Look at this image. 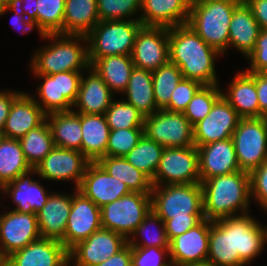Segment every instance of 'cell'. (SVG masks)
Listing matches in <instances>:
<instances>
[{"mask_svg": "<svg viewBox=\"0 0 267 266\" xmlns=\"http://www.w3.org/2000/svg\"><path fill=\"white\" fill-rule=\"evenodd\" d=\"M222 57L187 23L169 28V62L179 67L184 79L221 84L216 63Z\"/></svg>", "mask_w": 267, "mask_h": 266, "instance_id": "6da1fadb", "label": "cell"}, {"mask_svg": "<svg viewBox=\"0 0 267 266\" xmlns=\"http://www.w3.org/2000/svg\"><path fill=\"white\" fill-rule=\"evenodd\" d=\"M204 219L216 221L251 212L249 172L240 170L201 182Z\"/></svg>", "mask_w": 267, "mask_h": 266, "instance_id": "7a4b0ae2", "label": "cell"}, {"mask_svg": "<svg viewBox=\"0 0 267 266\" xmlns=\"http://www.w3.org/2000/svg\"><path fill=\"white\" fill-rule=\"evenodd\" d=\"M28 62L31 74L85 71L90 67L87 37L47 34L43 44L33 50Z\"/></svg>", "mask_w": 267, "mask_h": 266, "instance_id": "3957f363", "label": "cell"}, {"mask_svg": "<svg viewBox=\"0 0 267 266\" xmlns=\"http://www.w3.org/2000/svg\"><path fill=\"white\" fill-rule=\"evenodd\" d=\"M243 0H196L191 2L188 25L220 54H228L230 22Z\"/></svg>", "mask_w": 267, "mask_h": 266, "instance_id": "277c9868", "label": "cell"}, {"mask_svg": "<svg viewBox=\"0 0 267 266\" xmlns=\"http://www.w3.org/2000/svg\"><path fill=\"white\" fill-rule=\"evenodd\" d=\"M151 210L164 222L171 218L204 217L201 183L152 185Z\"/></svg>", "mask_w": 267, "mask_h": 266, "instance_id": "5b68a950", "label": "cell"}, {"mask_svg": "<svg viewBox=\"0 0 267 266\" xmlns=\"http://www.w3.org/2000/svg\"><path fill=\"white\" fill-rule=\"evenodd\" d=\"M140 20L99 21L86 36L89 59L109 55H131Z\"/></svg>", "mask_w": 267, "mask_h": 266, "instance_id": "8992f818", "label": "cell"}, {"mask_svg": "<svg viewBox=\"0 0 267 266\" xmlns=\"http://www.w3.org/2000/svg\"><path fill=\"white\" fill-rule=\"evenodd\" d=\"M150 211V193L131 192L101 207V225L128 240Z\"/></svg>", "mask_w": 267, "mask_h": 266, "instance_id": "52a82bcc", "label": "cell"}, {"mask_svg": "<svg viewBox=\"0 0 267 266\" xmlns=\"http://www.w3.org/2000/svg\"><path fill=\"white\" fill-rule=\"evenodd\" d=\"M232 140L240 170L250 173L267 161V118H241Z\"/></svg>", "mask_w": 267, "mask_h": 266, "instance_id": "ba28073f", "label": "cell"}, {"mask_svg": "<svg viewBox=\"0 0 267 266\" xmlns=\"http://www.w3.org/2000/svg\"><path fill=\"white\" fill-rule=\"evenodd\" d=\"M144 134L165 148L195 146L193 125L183 112L159 109L146 116Z\"/></svg>", "mask_w": 267, "mask_h": 266, "instance_id": "9c48e42d", "label": "cell"}, {"mask_svg": "<svg viewBox=\"0 0 267 266\" xmlns=\"http://www.w3.org/2000/svg\"><path fill=\"white\" fill-rule=\"evenodd\" d=\"M151 182L156 186L199 183L197 147L165 148Z\"/></svg>", "mask_w": 267, "mask_h": 266, "instance_id": "30bf717a", "label": "cell"}, {"mask_svg": "<svg viewBox=\"0 0 267 266\" xmlns=\"http://www.w3.org/2000/svg\"><path fill=\"white\" fill-rule=\"evenodd\" d=\"M4 207L0 212V255L5 260L12 253L40 239L41 235L37 213H20L9 206Z\"/></svg>", "mask_w": 267, "mask_h": 266, "instance_id": "8fae6325", "label": "cell"}, {"mask_svg": "<svg viewBox=\"0 0 267 266\" xmlns=\"http://www.w3.org/2000/svg\"><path fill=\"white\" fill-rule=\"evenodd\" d=\"M90 161L82 152L54 147L36 166L39 178L52 183L69 182L78 189Z\"/></svg>", "mask_w": 267, "mask_h": 266, "instance_id": "7c38bea8", "label": "cell"}, {"mask_svg": "<svg viewBox=\"0 0 267 266\" xmlns=\"http://www.w3.org/2000/svg\"><path fill=\"white\" fill-rule=\"evenodd\" d=\"M232 257H239L247 266L252 265L266 249L264 223L254 217L252 211L231 216Z\"/></svg>", "mask_w": 267, "mask_h": 266, "instance_id": "4fadbf2b", "label": "cell"}, {"mask_svg": "<svg viewBox=\"0 0 267 266\" xmlns=\"http://www.w3.org/2000/svg\"><path fill=\"white\" fill-rule=\"evenodd\" d=\"M128 244L121 234L101 228L68 251L69 266H96Z\"/></svg>", "mask_w": 267, "mask_h": 266, "instance_id": "5bb4252c", "label": "cell"}, {"mask_svg": "<svg viewBox=\"0 0 267 266\" xmlns=\"http://www.w3.org/2000/svg\"><path fill=\"white\" fill-rule=\"evenodd\" d=\"M71 191L72 206L64 237L60 240L68 251L102 228L101 208L77 189L71 188Z\"/></svg>", "mask_w": 267, "mask_h": 266, "instance_id": "9a60e30c", "label": "cell"}, {"mask_svg": "<svg viewBox=\"0 0 267 266\" xmlns=\"http://www.w3.org/2000/svg\"><path fill=\"white\" fill-rule=\"evenodd\" d=\"M131 58L134 66L156 71L169 62V28L142 26L138 31Z\"/></svg>", "mask_w": 267, "mask_h": 266, "instance_id": "2e32d148", "label": "cell"}, {"mask_svg": "<svg viewBox=\"0 0 267 266\" xmlns=\"http://www.w3.org/2000/svg\"><path fill=\"white\" fill-rule=\"evenodd\" d=\"M241 117L221 95L208 115L193 126L195 146L232 138Z\"/></svg>", "mask_w": 267, "mask_h": 266, "instance_id": "e0dca14e", "label": "cell"}, {"mask_svg": "<svg viewBox=\"0 0 267 266\" xmlns=\"http://www.w3.org/2000/svg\"><path fill=\"white\" fill-rule=\"evenodd\" d=\"M37 179H33L36 177ZM42 180V182H41ZM43 179L39 178L37 171H30L21 174L15 180L5 184V198L10 199L13 204L10 208L20 213H37L42 209L51 194L52 190L45 188ZM49 190V191H48Z\"/></svg>", "mask_w": 267, "mask_h": 266, "instance_id": "ac0fdd59", "label": "cell"}, {"mask_svg": "<svg viewBox=\"0 0 267 266\" xmlns=\"http://www.w3.org/2000/svg\"><path fill=\"white\" fill-rule=\"evenodd\" d=\"M78 191L99 208L131 193L127 185L112 177L98 162H90Z\"/></svg>", "mask_w": 267, "mask_h": 266, "instance_id": "d6986e66", "label": "cell"}, {"mask_svg": "<svg viewBox=\"0 0 267 266\" xmlns=\"http://www.w3.org/2000/svg\"><path fill=\"white\" fill-rule=\"evenodd\" d=\"M4 266H69L68 250L59 240L40 238L8 256Z\"/></svg>", "mask_w": 267, "mask_h": 266, "instance_id": "ffe728a7", "label": "cell"}, {"mask_svg": "<svg viewBox=\"0 0 267 266\" xmlns=\"http://www.w3.org/2000/svg\"><path fill=\"white\" fill-rule=\"evenodd\" d=\"M210 221L203 219L198 225L170 241V260L178 266L207 261Z\"/></svg>", "mask_w": 267, "mask_h": 266, "instance_id": "44dd1931", "label": "cell"}, {"mask_svg": "<svg viewBox=\"0 0 267 266\" xmlns=\"http://www.w3.org/2000/svg\"><path fill=\"white\" fill-rule=\"evenodd\" d=\"M200 183L240 171L232 138L197 146Z\"/></svg>", "mask_w": 267, "mask_h": 266, "instance_id": "7402d4cb", "label": "cell"}, {"mask_svg": "<svg viewBox=\"0 0 267 266\" xmlns=\"http://www.w3.org/2000/svg\"><path fill=\"white\" fill-rule=\"evenodd\" d=\"M47 114L28 91H22L11 104L3 132L6 138L20 140L31 129L41 125Z\"/></svg>", "mask_w": 267, "mask_h": 266, "instance_id": "603a6c76", "label": "cell"}, {"mask_svg": "<svg viewBox=\"0 0 267 266\" xmlns=\"http://www.w3.org/2000/svg\"><path fill=\"white\" fill-rule=\"evenodd\" d=\"M115 97L97 72L89 67L83 71L72 110L82 114H104Z\"/></svg>", "mask_w": 267, "mask_h": 266, "instance_id": "cb8c5ba5", "label": "cell"}, {"mask_svg": "<svg viewBox=\"0 0 267 266\" xmlns=\"http://www.w3.org/2000/svg\"><path fill=\"white\" fill-rule=\"evenodd\" d=\"M190 0H141L143 26L175 27L188 23Z\"/></svg>", "mask_w": 267, "mask_h": 266, "instance_id": "d4e9b609", "label": "cell"}, {"mask_svg": "<svg viewBox=\"0 0 267 266\" xmlns=\"http://www.w3.org/2000/svg\"><path fill=\"white\" fill-rule=\"evenodd\" d=\"M68 192L52 191L45 206L37 212L41 238L60 241L64 237L72 206V192Z\"/></svg>", "mask_w": 267, "mask_h": 266, "instance_id": "484cf974", "label": "cell"}, {"mask_svg": "<svg viewBox=\"0 0 267 266\" xmlns=\"http://www.w3.org/2000/svg\"><path fill=\"white\" fill-rule=\"evenodd\" d=\"M231 78L227 87H221L222 96L241 118H259V103L254 79L243 67Z\"/></svg>", "mask_w": 267, "mask_h": 266, "instance_id": "4316f807", "label": "cell"}, {"mask_svg": "<svg viewBox=\"0 0 267 266\" xmlns=\"http://www.w3.org/2000/svg\"><path fill=\"white\" fill-rule=\"evenodd\" d=\"M229 26L228 50L234 47L237 53L247 59L254 51L260 27L244 1L234 9Z\"/></svg>", "mask_w": 267, "mask_h": 266, "instance_id": "83f0119b", "label": "cell"}, {"mask_svg": "<svg viewBox=\"0 0 267 266\" xmlns=\"http://www.w3.org/2000/svg\"><path fill=\"white\" fill-rule=\"evenodd\" d=\"M81 152L90 162H98L106 156L109 125L104 114L81 113Z\"/></svg>", "mask_w": 267, "mask_h": 266, "instance_id": "f1b7e54d", "label": "cell"}, {"mask_svg": "<svg viewBox=\"0 0 267 266\" xmlns=\"http://www.w3.org/2000/svg\"><path fill=\"white\" fill-rule=\"evenodd\" d=\"M89 62L90 67L108 85L110 91L115 96L121 97L135 67L131 55H109L99 59H89Z\"/></svg>", "mask_w": 267, "mask_h": 266, "instance_id": "f546056e", "label": "cell"}, {"mask_svg": "<svg viewBox=\"0 0 267 266\" xmlns=\"http://www.w3.org/2000/svg\"><path fill=\"white\" fill-rule=\"evenodd\" d=\"M207 261L213 266H247L232 257L231 217L210 221Z\"/></svg>", "mask_w": 267, "mask_h": 266, "instance_id": "4dcf8cb0", "label": "cell"}, {"mask_svg": "<svg viewBox=\"0 0 267 266\" xmlns=\"http://www.w3.org/2000/svg\"><path fill=\"white\" fill-rule=\"evenodd\" d=\"M99 21L97 0H66L63 28L58 34L87 36Z\"/></svg>", "mask_w": 267, "mask_h": 266, "instance_id": "1f68e13d", "label": "cell"}, {"mask_svg": "<svg viewBox=\"0 0 267 266\" xmlns=\"http://www.w3.org/2000/svg\"><path fill=\"white\" fill-rule=\"evenodd\" d=\"M55 147L81 152V113L74 110L47 114Z\"/></svg>", "mask_w": 267, "mask_h": 266, "instance_id": "d6a6232c", "label": "cell"}, {"mask_svg": "<svg viewBox=\"0 0 267 266\" xmlns=\"http://www.w3.org/2000/svg\"><path fill=\"white\" fill-rule=\"evenodd\" d=\"M121 96L123 100L139 110L144 117L159 110L154 99L151 71L134 67L129 83Z\"/></svg>", "mask_w": 267, "mask_h": 266, "instance_id": "836d02e7", "label": "cell"}, {"mask_svg": "<svg viewBox=\"0 0 267 266\" xmlns=\"http://www.w3.org/2000/svg\"><path fill=\"white\" fill-rule=\"evenodd\" d=\"M98 163L114 178L124 182L131 192L151 193V179L124 157H102Z\"/></svg>", "mask_w": 267, "mask_h": 266, "instance_id": "e575fe53", "label": "cell"}, {"mask_svg": "<svg viewBox=\"0 0 267 266\" xmlns=\"http://www.w3.org/2000/svg\"><path fill=\"white\" fill-rule=\"evenodd\" d=\"M27 163L32 169L55 147L50 126L45 120L41 125L31 129L20 140Z\"/></svg>", "mask_w": 267, "mask_h": 266, "instance_id": "d590c367", "label": "cell"}, {"mask_svg": "<svg viewBox=\"0 0 267 266\" xmlns=\"http://www.w3.org/2000/svg\"><path fill=\"white\" fill-rule=\"evenodd\" d=\"M31 169L20 141L5 137L0 145V182L7 184Z\"/></svg>", "mask_w": 267, "mask_h": 266, "instance_id": "8d00e7d4", "label": "cell"}, {"mask_svg": "<svg viewBox=\"0 0 267 266\" xmlns=\"http://www.w3.org/2000/svg\"><path fill=\"white\" fill-rule=\"evenodd\" d=\"M131 247L169 248L164 221L152 210L127 240Z\"/></svg>", "mask_w": 267, "mask_h": 266, "instance_id": "74e56055", "label": "cell"}, {"mask_svg": "<svg viewBox=\"0 0 267 266\" xmlns=\"http://www.w3.org/2000/svg\"><path fill=\"white\" fill-rule=\"evenodd\" d=\"M164 149L165 147L144 134L138 144L124 158L152 180Z\"/></svg>", "mask_w": 267, "mask_h": 266, "instance_id": "f35d334b", "label": "cell"}, {"mask_svg": "<svg viewBox=\"0 0 267 266\" xmlns=\"http://www.w3.org/2000/svg\"><path fill=\"white\" fill-rule=\"evenodd\" d=\"M182 78L179 67L171 62L152 72L153 93L158 109H164L169 104L171 94Z\"/></svg>", "mask_w": 267, "mask_h": 266, "instance_id": "ab89813d", "label": "cell"}, {"mask_svg": "<svg viewBox=\"0 0 267 266\" xmlns=\"http://www.w3.org/2000/svg\"><path fill=\"white\" fill-rule=\"evenodd\" d=\"M114 98L104 113L110 130L144 128L145 117L132 104L122 98Z\"/></svg>", "mask_w": 267, "mask_h": 266, "instance_id": "60d3db41", "label": "cell"}, {"mask_svg": "<svg viewBox=\"0 0 267 266\" xmlns=\"http://www.w3.org/2000/svg\"><path fill=\"white\" fill-rule=\"evenodd\" d=\"M221 87L223 84L203 85L192 97L183 114L193 126L208 115L216 100L222 95Z\"/></svg>", "mask_w": 267, "mask_h": 266, "instance_id": "b9f144b4", "label": "cell"}, {"mask_svg": "<svg viewBox=\"0 0 267 266\" xmlns=\"http://www.w3.org/2000/svg\"><path fill=\"white\" fill-rule=\"evenodd\" d=\"M31 75L34 76V79H38L37 82H39L35 89L36 93L35 91L33 93L29 92L35 102L46 114L59 112L58 73L52 75Z\"/></svg>", "mask_w": 267, "mask_h": 266, "instance_id": "7bdbcfd3", "label": "cell"}, {"mask_svg": "<svg viewBox=\"0 0 267 266\" xmlns=\"http://www.w3.org/2000/svg\"><path fill=\"white\" fill-rule=\"evenodd\" d=\"M100 21L140 20L141 0H97Z\"/></svg>", "mask_w": 267, "mask_h": 266, "instance_id": "ee69618b", "label": "cell"}, {"mask_svg": "<svg viewBox=\"0 0 267 266\" xmlns=\"http://www.w3.org/2000/svg\"><path fill=\"white\" fill-rule=\"evenodd\" d=\"M66 0H37V22L47 34H57L63 28Z\"/></svg>", "mask_w": 267, "mask_h": 266, "instance_id": "f6af8a7d", "label": "cell"}, {"mask_svg": "<svg viewBox=\"0 0 267 266\" xmlns=\"http://www.w3.org/2000/svg\"><path fill=\"white\" fill-rule=\"evenodd\" d=\"M144 135V128L111 130L108 138L106 156L124 157Z\"/></svg>", "mask_w": 267, "mask_h": 266, "instance_id": "bcb514c9", "label": "cell"}, {"mask_svg": "<svg viewBox=\"0 0 267 266\" xmlns=\"http://www.w3.org/2000/svg\"><path fill=\"white\" fill-rule=\"evenodd\" d=\"M83 71L58 73L59 112L72 110L76 101Z\"/></svg>", "mask_w": 267, "mask_h": 266, "instance_id": "7dc6e473", "label": "cell"}, {"mask_svg": "<svg viewBox=\"0 0 267 266\" xmlns=\"http://www.w3.org/2000/svg\"><path fill=\"white\" fill-rule=\"evenodd\" d=\"M132 266H168L171 264L169 248L131 247Z\"/></svg>", "mask_w": 267, "mask_h": 266, "instance_id": "c3c4849f", "label": "cell"}, {"mask_svg": "<svg viewBox=\"0 0 267 266\" xmlns=\"http://www.w3.org/2000/svg\"><path fill=\"white\" fill-rule=\"evenodd\" d=\"M203 86L199 81L182 78L173 90L169 104L164 108L170 112H184L192 97Z\"/></svg>", "mask_w": 267, "mask_h": 266, "instance_id": "681fc988", "label": "cell"}, {"mask_svg": "<svg viewBox=\"0 0 267 266\" xmlns=\"http://www.w3.org/2000/svg\"><path fill=\"white\" fill-rule=\"evenodd\" d=\"M251 199L263 213L267 212V161L250 173Z\"/></svg>", "mask_w": 267, "mask_h": 266, "instance_id": "f907efd6", "label": "cell"}, {"mask_svg": "<svg viewBox=\"0 0 267 266\" xmlns=\"http://www.w3.org/2000/svg\"><path fill=\"white\" fill-rule=\"evenodd\" d=\"M13 13V16H10V24L12 25V29H17L18 33L20 32L22 35L32 33L34 30H37L39 33V38L41 40H45L47 33L44 29L40 26L37 21H30L26 18V16L21 13L16 6L9 5L3 6L1 10V16H5L6 14Z\"/></svg>", "mask_w": 267, "mask_h": 266, "instance_id": "816d5d0a", "label": "cell"}, {"mask_svg": "<svg viewBox=\"0 0 267 266\" xmlns=\"http://www.w3.org/2000/svg\"><path fill=\"white\" fill-rule=\"evenodd\" d=\"M246 72L267 73V29H260L254 51L247 57Z\"/></svg>", "mask_w": 267, "mask_h": 266, "instance_id": "f5cc1de1", "label": "cell"}, {"mask_svg": "<svg viewBox=\"0 0 267 266\" xmlns=\"http://www.w3.org/2000/svg\"><path fill=\"white\" fill-rule=\"evenodd\" d=\"M204 217H188V218H171L166 220L165 230L167 233L168 240L171 241L178 235L185 233L191 228L198 225Z\"/></svg>", "mask_w": 267, "mask_h": 266, "instance_id": "db71d44e", "label": "cell"}, {"mask_svg": "<svg viewBox=\"0 0 267 266\" xmlns=\"http://www.w3.org/2000/svg\"><path fill=\"white\" fill-rule=\"evenodd\" d=\"M255 81L259 103V118H267V73L247 72Z\"/></svg>", "mask_w": 267, "mask_h": 266, "instance_id": "11a10c76", "label": "cell"}, {"mask_svg": "<svg viewBox=\"0 0 267 266\" xmlns=\"http://www.w3.org/2000/svg\"><path fill=\"white\" fill-rule=\"evenodd\" d=\"M21 90L0 89V130L3 131L6 119L9 115L11 104L14 99L21 93Z\"/></svg>", "mask_w": 267, "mask_h": 266, "instance_id": "9f6ffc18", "label": "cell"}, {"mask_svg": "<svg viewBox=\"0 0 267 266\" xmlns=\"http://www.w3.org/2000/svg\"><path fill=\"white\" fill-rule=\"evenodd\" d=\"M251 9L260 29H267V0H243Z\"/></svg>", "mask_w": 267, "mask_h": 266, "instance_id": "6f0895ef", "label": "cell"}, {"mask_svg": "<svg viewBox=\"0 0 267 266\" xmlns=\"http://www.w3.org/2000/svg\"><path fill=\"white\" fill-rule=\"evenodd\" d=\"M96 266H132L131 246L127 244L118 253L112 255L106 261L101 262Z\"/></svg>", "mask_w": 267, "mask_h": 266, "instance_id": "680465c9", "label": "cell"}, {"mask_svg": "<svg viewBox=\"0 0 267 266\" xmlns=\"http://www.w3.org/2000/svg\"><path fill=\"white\" fill-rule=\"evenodd\" d=\"M37 0H15L14 6L30 21H37Z\"/></svg>", "mask_w": 267, "mask_h": 266, "instance_id": "91938a15", "label": "cell"}, {"mask_svg": "<svg viewBox=\"0 0 267 266\" xmlns=\"http://www.w3.org/2000/svg\"><path fill=\"white\" fill-rule=\"evenodd\" d=\"M3 196H5V184L0 182V210H3V208H5L2 205L4 203H1V201L4 202V199H5V197Z\"/></svg>", "mask_w": 267, "mask_h": 266, "instance_id": "94428289", "label": "cell"}, {"mask_svg": "<svg viewBox=\"0 0 267 266\" xmlns=\"http://www.w3.org/2000/svg\"><path fill=\"white\" fill-rule=\"evenodd\" d=\"M180 266H213L210 262H202V263H186Z\"/></svg>", "mask_w": 267, "mask_h": 266, "instance_id": "6125c7cd", "label": "cell"}, {"mask_svg": "<svg viewBox=\"0 0 267 266\" xmlns=\"http://www.w3.org/2000/svg\"><path fill=\"white\" fill-rule=\"evenodd\" d=\"M15 0H0L1 6L14 5Z\"/></svg>", "mask_w": 267, "mask_h": 266, "instance_id": "be15d7a7", "label": "cell"}, {"mask_svg": "<svg viewBox=\"0 0 267 266\" xmlns=\"http://www.w3.org/2000/svg\"><path fill=\"white\" fill-rule=\"evenodd\" d=\"M5 139V134L3 131L0 130V145L2 143V141Z\"/></svg>", "mask_w": 267, "mask_h": 266, "instance_id": "e7e4bbea", "label": "cell"}, {"mask_svg": "<svg viewBox=\"0 0 267 266\" xmlns=\"http://www.w3.org/2000/svg\"><path fill=\"white\" fill-rule=\"evenodd\" d=\"M266 214L267 216V212L264 213V215ZM264 226H265V232H266V244H267V225L264 223ZM267 246V245H266Z\"/></svg>", "mask_w": 267, "mask_h": 266, "instance_id": "03108f58", "label": "cell"}, {"mask_svg": "<svg viewBox=\"0 0 267 266\" xmlns=\"http://www.w3.org/2000/svg\"><path fill=\"white\" fill-rule=\"evenodd\" d=\"M4 262H5V260L0 255V266H4Z\"/></svg>", "mask_w": 267, "mask_h": 266, "instance_id": "003e7915", "label": "cell"}, {"mask_svg": "<svg viewBox=\"0 0 267 266\" xmlns=\"http://www.w3.org/2000/svg\"><path fill=\"white\" fill-rule=\"evenodd\" d=\"M168 266H178V265L171 263Z\"/></svg>", "mask_w": 267, "mask_h": 266, "instance_id": "a7ac6f4b", "label": "cell"}, {"mask_svg": "<svg viewBox=\"0 0 267 266\" xmlns=\"http://www.w3.org/2000/svg\"><path fill=\"white\" fill-rule=\"evenodd\" d=\"M2 7H3V6L0 5V17H1V10H2Z\"/></svg>", "mask_w": 267, "mask_h": 266, "instance_id": "89a4df30", "label": "cell"}]
</instances>
